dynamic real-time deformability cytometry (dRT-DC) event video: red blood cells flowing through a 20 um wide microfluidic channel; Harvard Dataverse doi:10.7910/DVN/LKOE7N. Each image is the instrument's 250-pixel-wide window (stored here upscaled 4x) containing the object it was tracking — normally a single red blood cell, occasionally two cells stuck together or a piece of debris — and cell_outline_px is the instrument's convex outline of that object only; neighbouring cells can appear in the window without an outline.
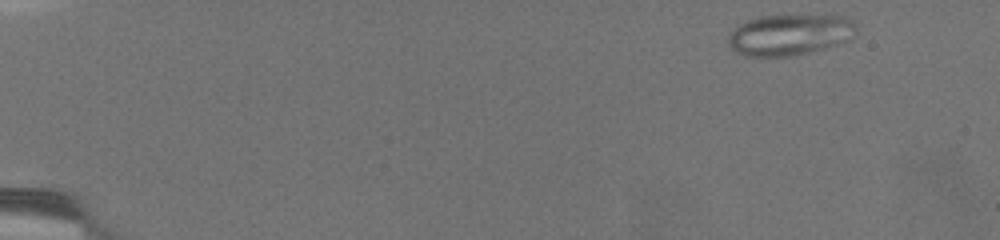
{"species": "common noctule bat (a hibernating species)", "species_latin": "Nyctalus noctula", "temperature_condition": "warm", "stored_images_in_passage": 61, "camera_frame_rate_fps": 3000, "um_per_image_px": 0.085, "animal": {"sex": "female", "body_mass_g": 19.5, "forearm_length_mm": 54.1}, "frame": {"image": 1, "passage_image": 4, "time_ms": 1.0, "image_size_px": [1000, 240], "cell_outline_px": [[856, 28], [852, 36], [848, 40], [824, 48], [792, 56], [744, 56], [736, 52], [728, 44], [728, 36], [736, 24], [760, 16], [844, 16], [852, 20], [856, 24]], "centroid_in_image_um": [67.07, 2.95], "position_along_channel_um": 17.9, "area_um2": 30.4}}
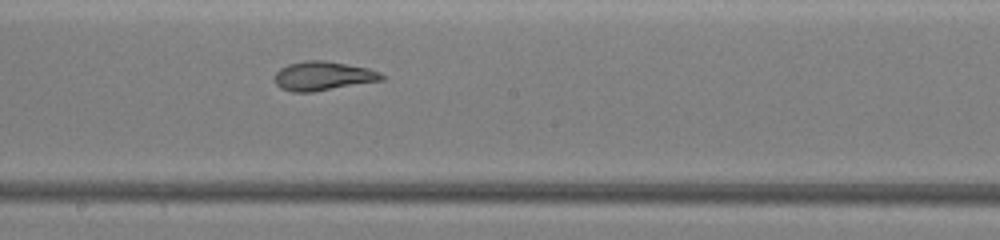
{"frame": {"image": 2, "passage_image": 39, "time_ms": 12.667, "image_size_px": [1000, 240], "cell_outline_px": [[388, 76], [384, 80], [312, 92], [292, 92], [280, 88], [276, 84], [276, 72], [280, 68], [288, 64], [304, 60], [324, 60], [348, 64], [368, 68], [380, 72]], "centroid_in_image_um": [27.5, 6.45], "position_along_channel_um": 220.7, "area_um2": 18.26}}
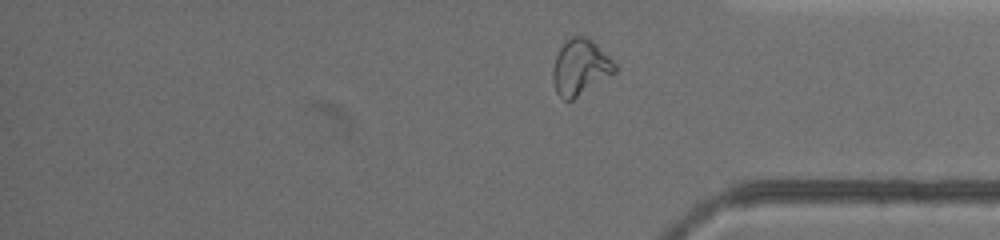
{"frame": {"image": 3, "passage_image": 56, "time_ms": 18.333, "image_size_px": [1000, 240], "cell_outline_px": [[616, 72], [572, 100], [564, 100], [556, 92], [552, 80], [552, 68], [556, 56], [560, 48], [572, 36], [588, 36], [616, 64]], "centroid_in_image_um": [49.31, 5.72], "position_along_channel_um": 385.9, "area_um2": 19.94}, "authors_computed_cell_mechanics": {"area_um2": 20.2878, "velocity_mm_per_s": 3.0106, "shape_relaxation_time_tau1_ms": null, "shape_relaxation_time_tau2_ms": 1.5654, "deformation_change_tau1": null, "deformation_change_tau2": 0.0814}}